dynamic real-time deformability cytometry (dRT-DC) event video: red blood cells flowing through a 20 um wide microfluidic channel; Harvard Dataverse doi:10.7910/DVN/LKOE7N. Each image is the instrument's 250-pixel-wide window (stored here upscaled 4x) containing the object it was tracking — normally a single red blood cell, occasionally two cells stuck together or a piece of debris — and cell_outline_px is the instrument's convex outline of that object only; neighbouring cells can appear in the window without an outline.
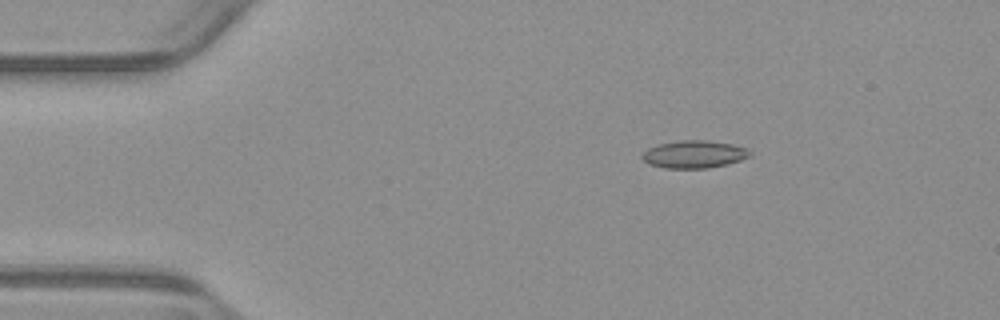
{"species": "common noctule bat (a hibernating species)", "species_latin": "Nyctalus noctula", "temperature_condition": "warm", "stored_images_in_passage": 46, "camera_frame_rate_fps": 3000, "um_per_image_px": 0.085, "animal": {"sex": "male", "body_mass_g": 23.1, "forearm_length_mm": 52.7}, "frame": {"image": 1, "passage_image": 1, "time_ms": 0.0, "image_size_px": [1000, 320], "cell_outline_px": [[752, 156], [728, 164], [708, 168], [664, 168], [648, 164], [640, 156], [648, 148], [660, 144], [680, 140], [704, 140], [732, 144], [744, 148], [752, 152]], "centroid_in_image_um": [59.0, 13.12], "position_along_channel_um": 26.0, "area_um2": 17.28}}
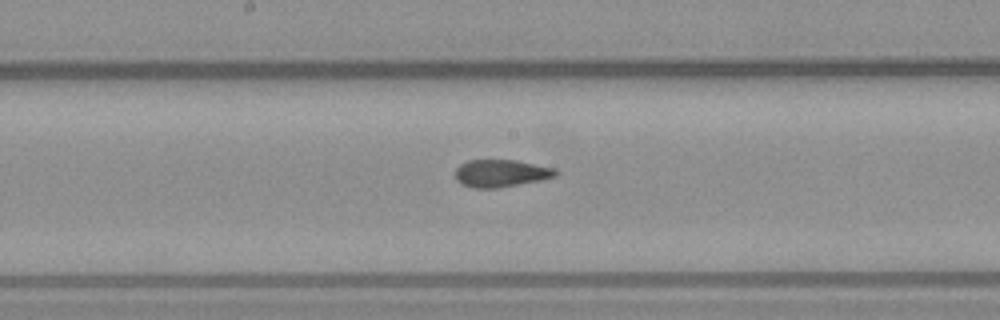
{"frame": {"image": 2, "passage_image": 20, "time_ms": 6.333, "image_size_px": [1000, 320], "cell_outline_px": [[560, 172], [556, 176], [540, 180], [496, 188], [472, 188], [460, 184], [456, 180], [456, 168], [460, 164], [468, 160], [516, 160], [556, 168]], "centroid_in_image_um": [42.58, 14.72], "position_along_channel_um": 205.6, "area_um2": 16.13}}
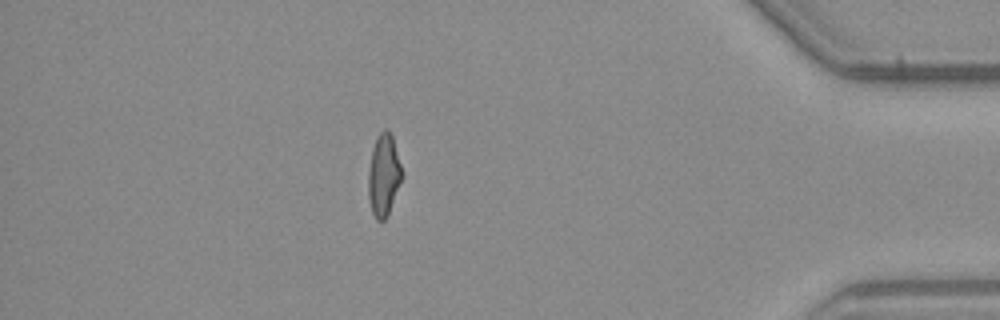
{"frame": {"image": 3, "passage_image": 39, "time_ms": 12.667, "image_size_px": [1000, 320], "cell_outline_px": [[404, 176], [388, 216], [384, 220], [376, 220], [372, 212], [368, 196], [368, 172], [372, 148], [376, 136], [384, 128], [388, 128], [392, 136]], "centroid_in_image_um": [32.62, 14.88], "position_along_channel_um": 402.6, "area_um2": 16.42}, "authors_computed_cell_mechanics": {"area_um2": 16.4152, "velocity_mm_per_s": 3.8567, "shape_relaxation_time_tau1_ms": null, "shape_relaxation_time_tau2_ms": 1.7287, "deformation_change_tau1": null, "deformation_change_tau2": 0.0795}}